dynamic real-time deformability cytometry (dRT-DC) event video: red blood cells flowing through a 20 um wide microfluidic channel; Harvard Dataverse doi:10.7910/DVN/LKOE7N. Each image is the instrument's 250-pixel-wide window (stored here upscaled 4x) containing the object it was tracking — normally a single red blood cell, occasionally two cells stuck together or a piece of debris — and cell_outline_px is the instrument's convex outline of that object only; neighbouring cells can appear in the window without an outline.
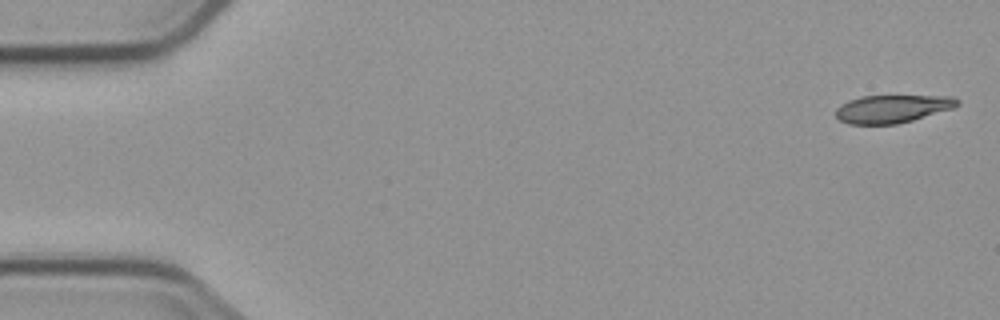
{"species": "common noctule bat (a hibernating species)", "species_latin": "Nyctalus noctula", "temperature_condition": "cold", "stored_images_in_passage": 4, "camera_frame_rate_fps": 3000, "um_per_image_px": 0.085, "animal": {"sex": "male", "body_mass_g": 23.1, "forearm_length_mm": 52.7}, "frame": {"image": 1, "passage_image": 1, "time_ms": 0.0, "image_size_px": [1000, 320], "cell_outline_px": [[960, 104], [952, 108], [912, 120], [896, 124], [848, 124], [840, 120], [836, 116], [836, 108], [840, 104], [848, 100], [860, 96], [952, 96], [960, 100]], "centroid_in_image_um": [75.82, 9.24], "position_along_channel_um": 9.2, "area_um2": 19.71}}